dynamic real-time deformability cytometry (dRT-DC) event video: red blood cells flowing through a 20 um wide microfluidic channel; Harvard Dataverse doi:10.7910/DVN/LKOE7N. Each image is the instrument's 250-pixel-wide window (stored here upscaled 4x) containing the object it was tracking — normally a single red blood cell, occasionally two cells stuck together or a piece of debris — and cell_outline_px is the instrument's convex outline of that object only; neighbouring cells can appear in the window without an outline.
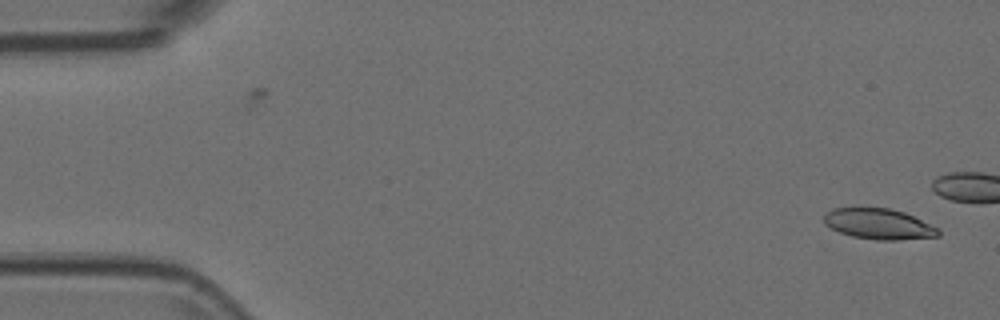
{"species": "Egyptian fruit bat (a non-hibernating species)", "species_latin": "Rousettus aegyptiacus", "temperature_condition": "room temperature", "stored_images_in_passage": 9, "segment_of_instrument_passage": [2, 2], "camera_frame_rate_fps": 3000, "um_per_image_px": 0.085, "animal": {"sex": "female"}, "frame": {"image": 1, "passage_image": 9, "time_ms": 2.667, "image_size_px": [1000, 320], "cell_outline_px": [[940, 236], [896, 240], [876, 240], [852, 236], [840, 232], [824, 224], [824, 216], [832, 208], [892, 208], [904, 212], [940, 228]], "centroid_in_image_um": [74.73, 19.04], "position_along_channel_um": 10.3, "area_um2": 20.4}}